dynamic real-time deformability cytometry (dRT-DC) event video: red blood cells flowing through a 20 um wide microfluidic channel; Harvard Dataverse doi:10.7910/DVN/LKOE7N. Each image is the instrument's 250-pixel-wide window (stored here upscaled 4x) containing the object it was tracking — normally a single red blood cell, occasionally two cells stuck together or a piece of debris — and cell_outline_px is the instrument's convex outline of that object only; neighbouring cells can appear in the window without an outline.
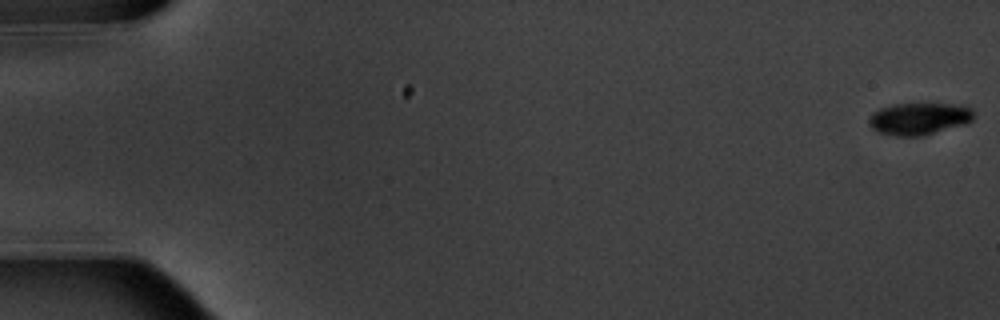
{"species": "common noctule bat (a hibernating species)", "species_latin": "Nyctalus noctula", "temperature_condition": "warm", "stored_images_in_passage": 7, "camera_frame_rate_fps": 3000, "um_per_image_px": 0.085, "animal": {"sex": "male", "body_mass_g": 20.1, "forearm_length_mm": 53.5}, "frame": {"image": 1, "passage_image": 1, "time_ms": 0.0, "image_size_px": [1000, 320], "cell_outline_px": [[972, 120], [964, 124], [924, 136], [896, 136], [876, 132], [868, 124], [868, 120], [872, 112], [880, 108], [892, 104], [960, 104], [972, 108]], "centroid_in_image_um": [78.08, 10.09], "position_along_channel_um": 6.9, "area_um2": 19.71}}